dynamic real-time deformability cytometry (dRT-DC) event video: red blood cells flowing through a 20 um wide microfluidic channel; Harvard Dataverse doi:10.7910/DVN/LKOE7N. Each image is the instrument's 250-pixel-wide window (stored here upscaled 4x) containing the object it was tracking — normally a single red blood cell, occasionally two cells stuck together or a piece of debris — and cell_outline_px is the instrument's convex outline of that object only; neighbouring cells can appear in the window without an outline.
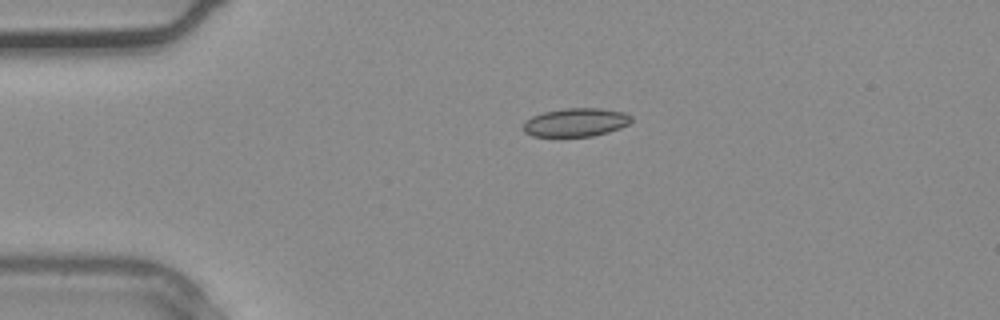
{"species": "common noctule bat (a hibernating species)", "species_latin": "Nyctalus noctula", "temperature_condition": "warm", "stored_images_in_passage": 1, "camera_frame_rate_fps": 3000, "um_per_image_px": 0.085, "animal": {"sex": "male", "body_mass_g": 20.4}, "frame": {"image": 1, "passage_image": 1, "time_ms": 0.0, "image_size_px": [1000, 320], "cell_outline_px": [[632, 120], [628, 124], [620, 128], [608, 132], [592, 136], [532, 136], [524, 132], [520, 128], [532, 116], [544, 112], [564, 108], [600, 108], [624, 112], [632, 116]], "centroid_in_image_um": [48.94, 10.4], "position_along_channel_um": 36.1, "area_um2": 17.92}}